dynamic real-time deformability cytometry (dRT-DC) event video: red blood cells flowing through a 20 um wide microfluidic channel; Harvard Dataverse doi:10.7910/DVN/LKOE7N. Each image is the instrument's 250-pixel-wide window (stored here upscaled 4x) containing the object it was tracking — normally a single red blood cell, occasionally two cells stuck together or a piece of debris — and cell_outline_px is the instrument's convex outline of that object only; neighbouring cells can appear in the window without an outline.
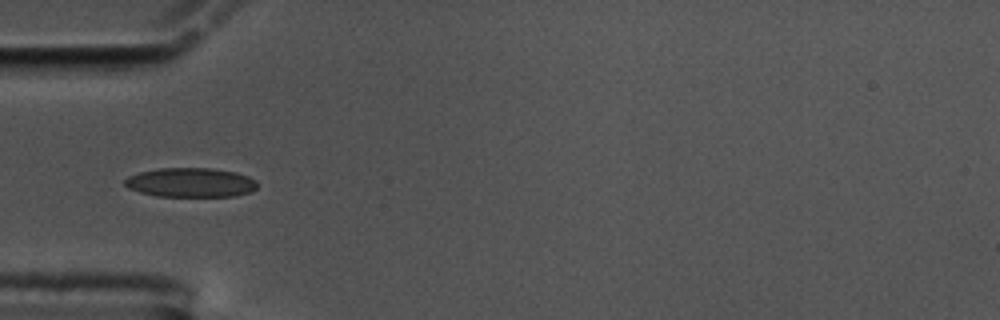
{"species": "common noctule bat (a hibernating species)", "species_latin": "Nyctalus noctula", "temperature_condition": "cold", "stored_images_in_passage": 11, "camera_frame_rate_fps": 3000, "um_per_image_px": 0.085, "animal": {"sex": "male", "body_mass_g": 17.5, "forearm_length_mm": 52.3}, "frame": {"image": 1, "passage_image": 1, "time_ms": 0.0, "image_size_px": [1000, 320], "cell_outline_px": [[256, 188], [248, 192], [236, 196], [156, 196], [140, 192], [128, 188], [124, 184], [124, 180], [128, 176], [140, 172], [160, 168], [212, 168], [236, 172], [248, 176], [256, 180]], "centroid_in_image_um": [16.19, 15.51], "position_along_channel_um": 68.8, "area_um2": 22.6}}
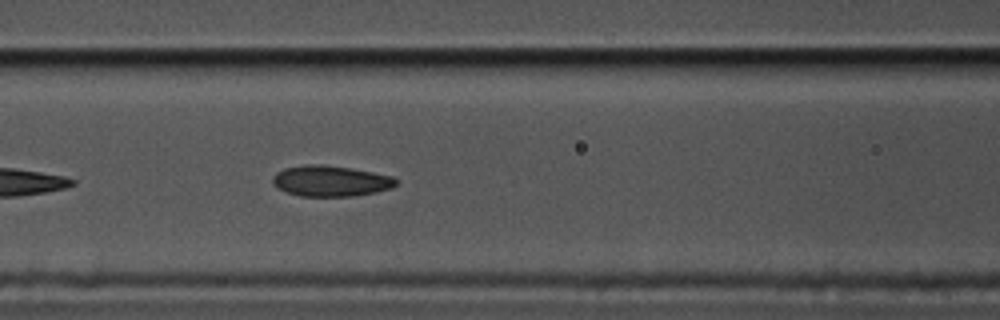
{"frame": {"image": 2, "passage_image": 7, "time_ms": 2.0, "image_size_px": [1000, 320], "cell_outline_px": [[400, 180], [392, 188], [376, 192], [352, 196], [300, 196], [276, 188], [272, 180], [272, 176], [276, 172], [284, 168], [308, 164], [320, 164], [352, 168], [392, 176]], "centroid_in_image_um": [28.11, 15.38], "position_along_channel_um": 138.5, "area_um2": 22.25}}